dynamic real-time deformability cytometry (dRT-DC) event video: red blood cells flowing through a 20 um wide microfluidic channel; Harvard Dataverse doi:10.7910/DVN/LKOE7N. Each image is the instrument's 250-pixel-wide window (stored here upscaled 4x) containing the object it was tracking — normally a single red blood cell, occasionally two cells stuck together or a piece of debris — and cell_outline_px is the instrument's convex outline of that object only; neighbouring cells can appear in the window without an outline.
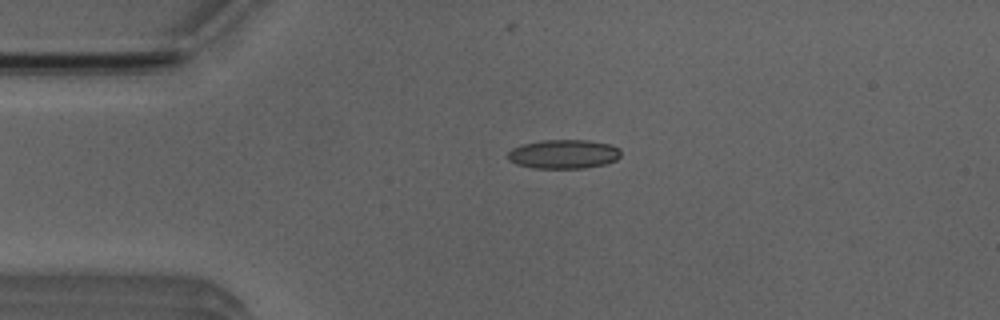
{"species": "Egyptian fruit bat (a non-hibernating species)", "species_latin": "Rousettus aegyptiacus", "temperature_condition": "room temperature", "stored_images_in_passage": 3, "camera_frame_rate_fps": 3000, "um_per_image_px": 0.085, "animal": {"sex": "male"}, "frame": {"image": 1, "passage_image": 2, "time_ms": 1.333, "image_size_px": [1000, 320], "cell_outline_px": [[620, 156], [616, 160], [604, 164], [584, 168], [536, 168], [516, 164], [508, 160], [508, 152], [512, 148], [520, 144], [544, 140], [588, 140], [608, 144], [620, 148]], "centroid_in_image_um": [47.89, 13.09], "position_along_channel_um": 37.1, "area_um2": 19.13}}